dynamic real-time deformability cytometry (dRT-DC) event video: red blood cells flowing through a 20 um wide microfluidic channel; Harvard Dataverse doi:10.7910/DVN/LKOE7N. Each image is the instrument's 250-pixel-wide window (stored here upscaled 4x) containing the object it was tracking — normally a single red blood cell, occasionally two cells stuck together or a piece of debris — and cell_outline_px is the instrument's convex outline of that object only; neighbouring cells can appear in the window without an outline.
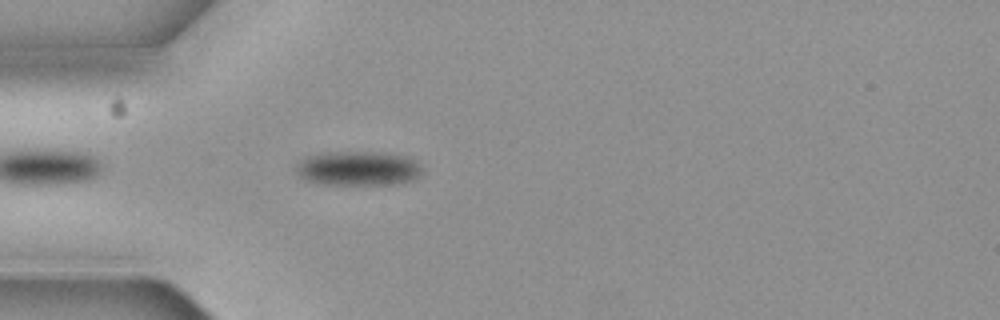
{"species": "common noctule bat (a hibernating species)", "species_latin": "Nyctalus noctula", "temperature_condition": "cold", "stored_images_in_passage": 4, "camera_frame_rate_fps": 3000, "um_per_image_px": 0.085, "animal": {"sex": "female", "body_mass_g": 19.3, "forearm_length_mm": 54.1}, "frame": {"image": 1, "passage_image": 4, "time_ms": 1.0, "image_size_px": [1000, 320], "cell_outline_px": [[424, 172], [416, 180], [396, 184], [316, 184], [300, 176], [296, 172], [296, 168], [304, 160], [312, 156], [340, 152], [360, 152], [408, 156], [420, 164], [424, 168]], "centroid_in_image_um": [30.57, 14.35], "position_along_channel_um": 54.4, "area_um2": 24.85}}